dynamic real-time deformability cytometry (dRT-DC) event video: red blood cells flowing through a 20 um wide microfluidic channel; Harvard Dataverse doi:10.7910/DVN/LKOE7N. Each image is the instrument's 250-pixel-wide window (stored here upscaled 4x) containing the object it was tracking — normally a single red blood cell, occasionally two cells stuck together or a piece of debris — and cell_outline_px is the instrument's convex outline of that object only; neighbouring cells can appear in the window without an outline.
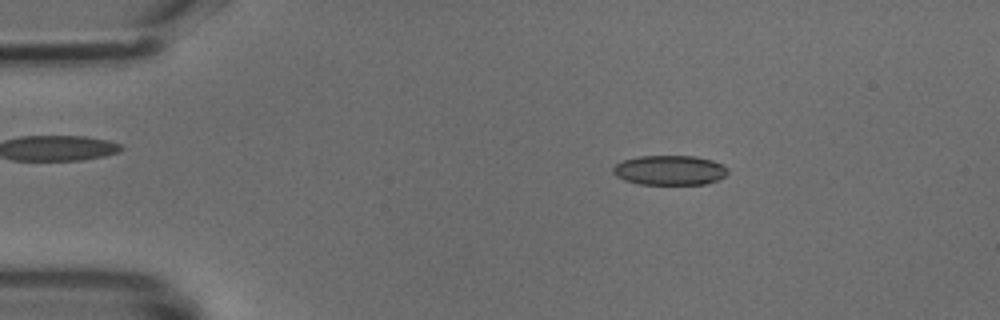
{"species": "common noctule bat (a hibernating species)", "species_latin": "Nyctalus noctula", "temperature_condition": "cold", "stored_images_in_passage": 48, "camera_frame_rate_fps": 3000, "um_per_image_px": 0.085, "animal": {"sex": "male", "body_mass_g": 18.8}, "frame": {"image": 1, "passage_image": 8, "time_ms": 2.333, "image_size_px": [1000, 320], "cell_outline_px": [[728, 172], [724, 176], [716, 180], [704, 184], [640, 184], [624, 180], [616, 176], [612, 172], [612, 168], [616, 164], [624, 160], [640, 156], [696, 156], [712, 160], [724, 164], [728, 168]], "centroid_in_image_um": [56.93, 14.46], "position_along_channel_um": 28.1, "area_um2": 19.88}}
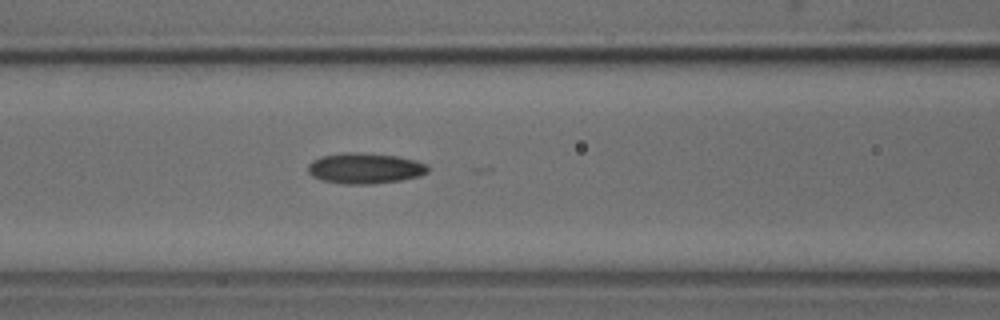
{"frame": {"image": 2, "passage_image": 20, "time_ms": 6.333, "image_size_px": [1000, 320], "cell_outline_px": [[428, 172], [420, 176], [400, 180], [372, 184], [344, 184], [320, 180], [312, 176], [308, 172], [308, 164], [312, 160], [320, 156], [344, 152], [356, 152], [396, 156], [416, 160], [428, 164]], "centroid_in_image_um": [31.0, 14.3], "position_along_channel_um": 135.6, "area_um2": 21.62}}
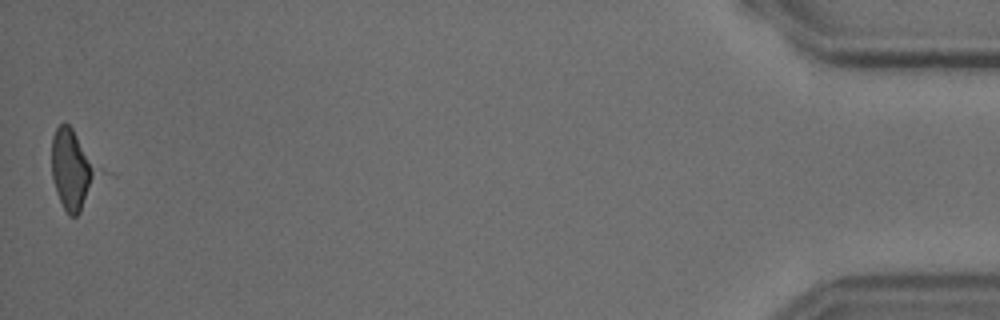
{"frame": {"image": 3, "passage_image": 48, "time_ms": 15.667, "image_size_px": [1000, 320], "cell_outline_px": [[116, 176], [76, 216], [68, 216], [56, 192], [52, 176], [52, 136], [56, 128], [60, 124], [68, 124], [116, 172]], "centroid_in_image_um": [6.56, 14.47], "position_along_channel_um": 428.6, "area_um2": 26.18}}